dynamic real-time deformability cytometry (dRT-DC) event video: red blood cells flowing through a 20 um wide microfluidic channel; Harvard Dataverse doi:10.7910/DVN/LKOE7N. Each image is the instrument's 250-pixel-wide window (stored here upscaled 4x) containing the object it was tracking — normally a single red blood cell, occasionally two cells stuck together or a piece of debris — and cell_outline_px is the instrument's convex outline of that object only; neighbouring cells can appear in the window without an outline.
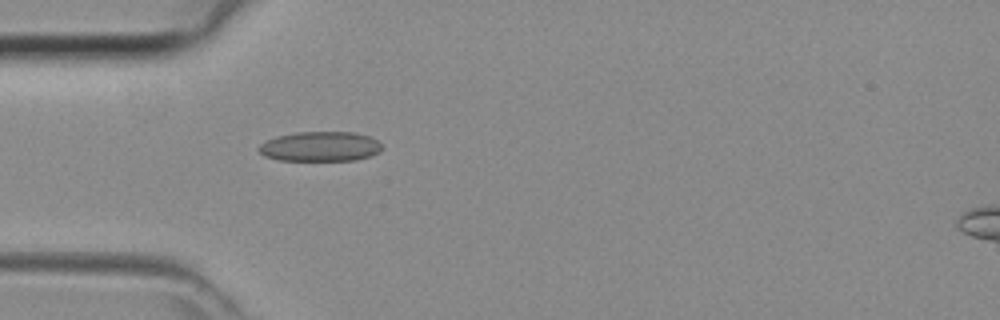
{"species": "common noctule bat (a hibernating species)", "species_latin": "Nyctalus noctula", "temperature_condition": "room temperature", "stored_images_in_passage": 4, "camera_frame_rate_fps": 3000, "um_per_image_px": 0.085, "animal": {"sex": "female", "body_mass_g": 29.2, "forearm_length_mm": 56.3}, "frame": {"image": 1, "passage_image": 1, "time_ms": 0.0, "image_size_px": [1000, 320], "cell_outline_px": [[380, 152], [356, 160], [280, 160], [264, 156], [256, 148], [260, 144], [276, 136], [296, 132], [352, 132], [368, 136], [376, 140], [380, 144]], "centroid_in_image_um": [27.18, 12.45], "position_along_channel_um": 57.8, "area_um2": 21.21}}
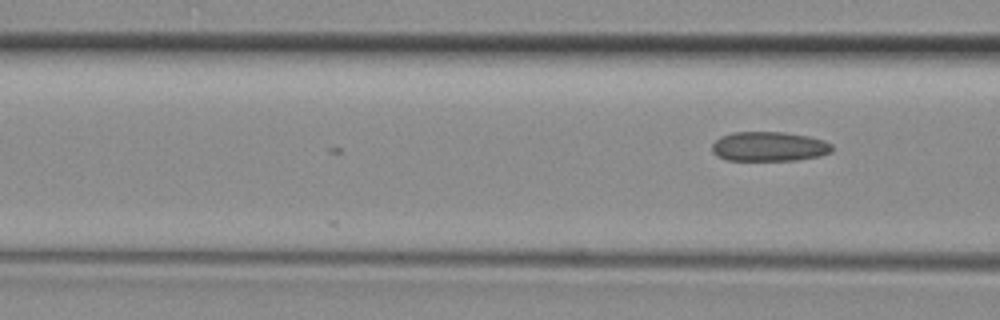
{"frame": {"image": 2, "passage_image": 4, "time_ms": 1.0, "image_size_px": [1000, 320], "cell_outline_px": [[832, 152], [820, 156], [796, 160], [728, 160], [716, 156], [712, 152], [712, 144], [720, 136], [732, 132], [784, 132], [808, 136], [824, 140], [832, 144]], "centroid_in_image_um": [65.37, 12.45], "position_along_channel_um": 101.2, "area_um2": 20.81}}